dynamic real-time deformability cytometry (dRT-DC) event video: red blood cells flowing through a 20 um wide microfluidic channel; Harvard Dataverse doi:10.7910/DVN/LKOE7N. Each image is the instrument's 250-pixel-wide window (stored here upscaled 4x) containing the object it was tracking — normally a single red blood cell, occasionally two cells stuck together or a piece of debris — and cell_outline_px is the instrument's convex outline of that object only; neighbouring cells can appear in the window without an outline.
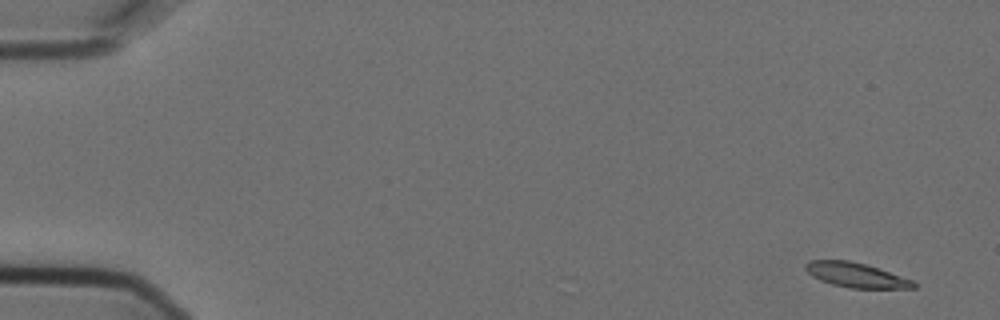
{"species": "Egyptian fruit bat (a non-hibernating species)", "species_latin": "Rousettus aegyptiacus", "temperature_condition": "cold", "stored_images_in_passage": 5, "camera_frame_rate_fps": 3000, "um_per_image_px": 0.085, "animal": {"sex": "female"}, "frame": {"image": 1, "passage_image": 1, "time_ms": 0.0, "image_size_px": [1000, 320], "cell_outline_px": [[916, 288], [848, 288], [832, 284], [820, 280], [812, 276], [804, 268], [804, 264], [808, 260], [848, 260], [864, 264], [912, 280], [916, 284]], "centroid_in_image_um": [72.7, 23.38], "position_along_channel_um": 12.3, "area_um2": 15.32}}
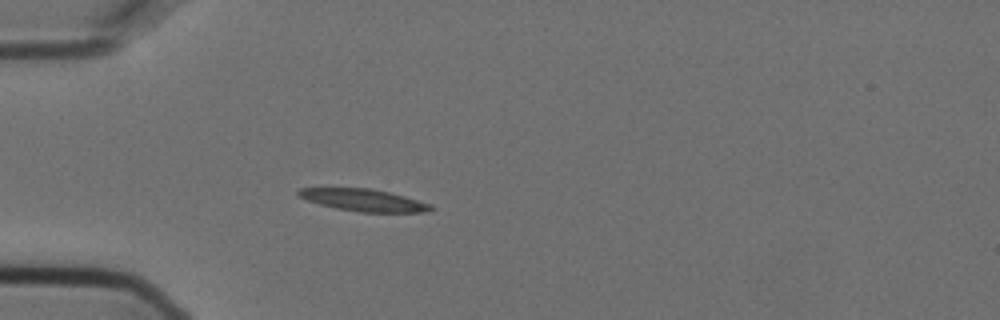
{"frame": {"image": 2, "passage_image": 5, "time_ms": 1.333, "image_size_px": [1000, 320], "cell_outline_px": [[436, 208], [428, 212], [360, 212], [336, 208], [320, 204], [308, 200], [300, 196], [296, 192], [300, 188], [372, 188], [404, 196], [432, 204]], "centroid_in_image_um": [30.97, 17.01], "position_along_channel_um": 54.0, "area_um2": 16.99}}